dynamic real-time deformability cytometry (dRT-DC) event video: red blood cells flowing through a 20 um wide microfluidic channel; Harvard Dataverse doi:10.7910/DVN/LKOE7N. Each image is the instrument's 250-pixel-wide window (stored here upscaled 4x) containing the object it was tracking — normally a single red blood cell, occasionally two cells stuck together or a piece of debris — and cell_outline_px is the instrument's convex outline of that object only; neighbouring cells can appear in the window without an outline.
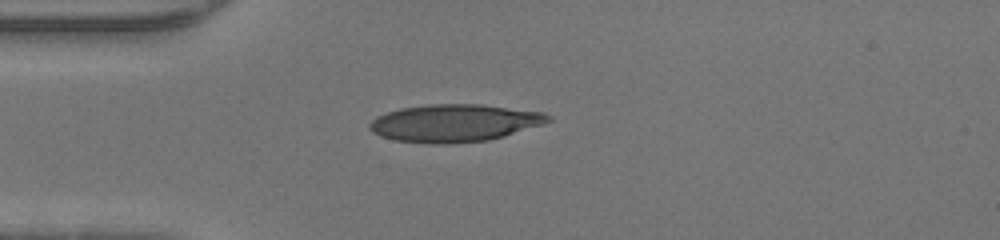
{"species": "human", "species_latin": "Homo sapiens", "temperature_condition": "warm", "stored_images_in_passage": 35, "camera_frame_rate_fps": 3000, "um_per_image_px": 0.085, "donor": {"sex": "male"}, "frame": {"image": 1, "passage_image": 1, "time_ms": 0.0, "image_size_px": [1000, 240], "cell_outline_px": [[552, 120], [544, 124], [504, 136], [488, 140], [448, 144], [428, 144], [396, 140], [380, 136], [372, 132], [368, 128], [368, 124], [376, 116], [400, 108], [428, 104], [480, 104], [544, 112], [552, 116]], "centroid_in_image_um": [38.63, 10.46], "position_along_channel_um": 46.4, "area_um2": 39.3}}
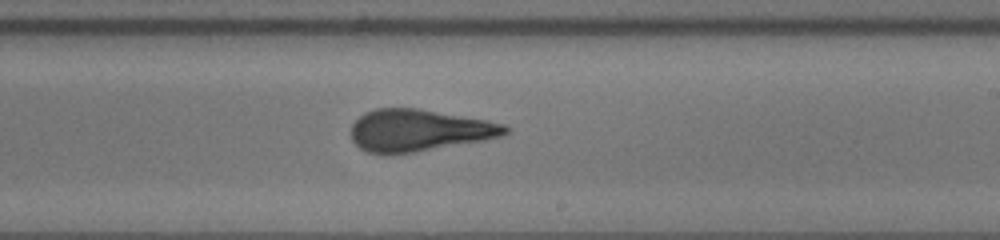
{"frame": {"image": 2, "passage_image": 16, "time_ms": 5.0, "image_size_px": [1000, 240], "cell_outline_px": [[508, 132], [504, 136], [484, 140], [388, 156], [384, 156], [368, 152], [360, 148], [352, 140], [352, 124], [364, 112], [376, 108], [416, 108], [488, 120], [504, 124], [508, 128]], "centroid_in_image_um": [35.58, 11.09], "position_along_channel_um": 253.4, "area_um2": 37.74}}
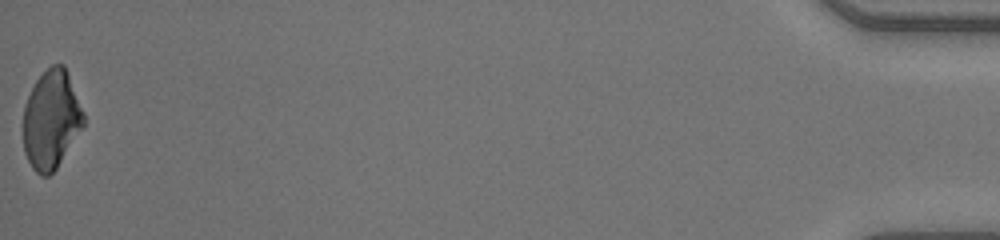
{"frame": {"image": 3, "passage_image": 35, "time_ms": 11.333, "image_size_px": [1000, 240], "cell_outline_px": [[84, 124], [56, 168], [48, 176], [40, 176], [32, 168], [24, 152], [24, 108], [28, 96], [36, 80], [52, 64], [64, 64], [68, 72], [84, 112]], "centroid_in_image_um": [4.36, 10.15], "position_along_channel_um": 430.8, "area_um2": 34.33}}